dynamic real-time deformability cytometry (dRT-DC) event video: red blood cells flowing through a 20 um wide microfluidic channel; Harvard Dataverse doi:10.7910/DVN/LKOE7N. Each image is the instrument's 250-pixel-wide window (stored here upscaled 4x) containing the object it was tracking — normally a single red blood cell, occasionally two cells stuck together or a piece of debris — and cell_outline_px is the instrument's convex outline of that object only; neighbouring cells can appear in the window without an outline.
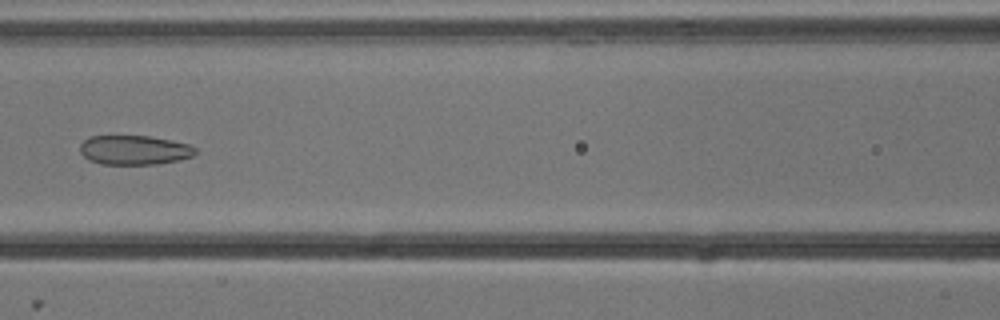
{"species": "common noctule bat (a hibernating species)", "species_latin": "Nyctalus noctula", "temperature_condition": "cold", "stored_images_in_passage": 6, "camera_frame_rate_fps": 3000, "um_per_image_px": 0.085, "animal": {"sex": "male", "body_mass_g": 13.3}, "frame": {"image": 1, "passage_image": 6, "time_ms": 1.667, "image_size_px": [1000, 320], "cell_outline_px": [[196, 152], [192, 156], [180, 160], [156, 164], [100, 164], [88, 160], [80, 152], [80, 144], [88, 136], [148, 136], [172, 140], [188, 144], [196, 148]], "centroid_in_image_um": [11.4, 12.75], "position_along_channel_um": 155.2, "area_um2": 19.83}}